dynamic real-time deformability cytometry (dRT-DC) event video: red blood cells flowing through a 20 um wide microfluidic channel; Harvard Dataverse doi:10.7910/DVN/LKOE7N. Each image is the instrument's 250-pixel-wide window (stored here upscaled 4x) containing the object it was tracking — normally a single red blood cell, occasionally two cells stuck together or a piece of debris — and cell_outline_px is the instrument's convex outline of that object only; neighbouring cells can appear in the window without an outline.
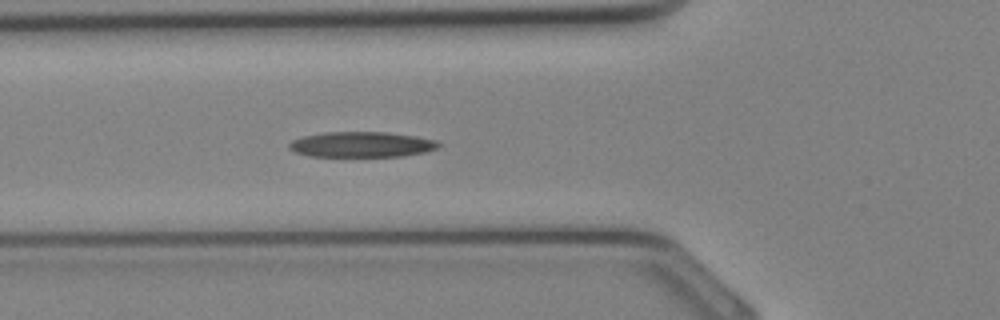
{"species": "Egyptian fruit bat (a non-hibernating species)", "species_latin": "Rousettus aegyptiacus", "temperature_condition": "cold", "stored_images_in_passage": 25, "camera_frame_rate_fps": 3000, "um_per_image_px": 0.085, "animal": {"sex": "female"}, "frame": {"image": 1, "passage_image": 7, "time_ms": 2.0, "image_size_px": [1000, 320], "cell_outline_px": [[440, 144], [436, 148], [428, 152], [404, 156], [308, 156], [296, 152], [288, 148], [288, 144], [292, 140], [304, 136], [324, 132], [388, 132], [416, 136], [436, 140]], "centroid_in_image_um": [30.75, 12.28], "position_along_channel_um": 95.1, "area_um2": 22.2}}
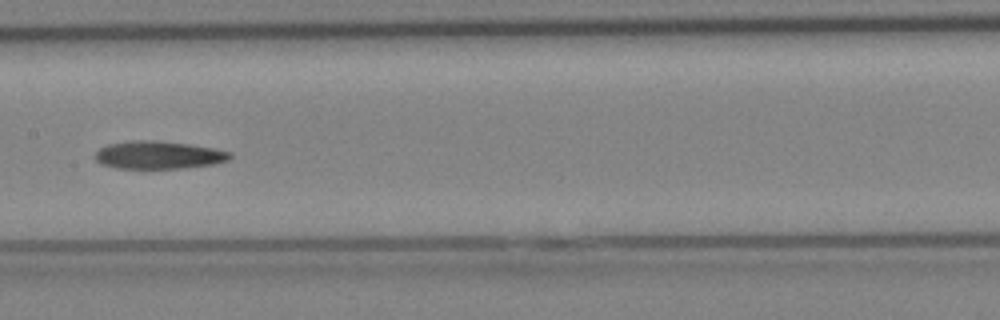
{"frame": {"image": 2, "passage_image": 12, "time_ms": 3.667, "image_size_px": [1000, 320], "cell_outline_px": [[232, 156], [228, 160], [212, 164], [180, 168], [116, 168], [100, 164], [96, 160], [96, 152], [100, 148], [108, 144], [132, 140], [156, 140], [188, 144], [212, 148], [232, 152]], "centroid_in_image_um": [13.46, 13.17], "position_along_channel_um": 193.9, "area_um2": 21.73}}
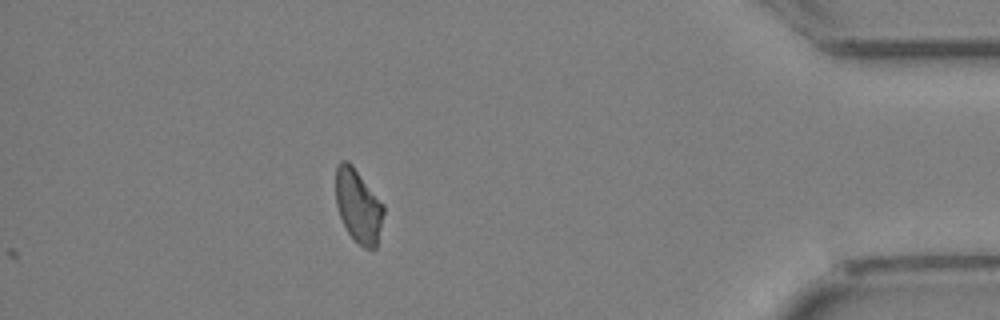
{"frame": {"image": 3, "passage_image": 25, "time_ms": 8.0, "image_size_px": [1000, 320], "cell_outline_px": [[384, 212], [376, 248], [364, 248], [348, 232], [340, 216], [336, 204], [336, 164], [340, 160], [348, 160], [352, 164], [384, 204]], "centroid_in_image_um": [30.45, 17.45], "position_along_channel_um": 404.8, "area_um2": 20.4}}